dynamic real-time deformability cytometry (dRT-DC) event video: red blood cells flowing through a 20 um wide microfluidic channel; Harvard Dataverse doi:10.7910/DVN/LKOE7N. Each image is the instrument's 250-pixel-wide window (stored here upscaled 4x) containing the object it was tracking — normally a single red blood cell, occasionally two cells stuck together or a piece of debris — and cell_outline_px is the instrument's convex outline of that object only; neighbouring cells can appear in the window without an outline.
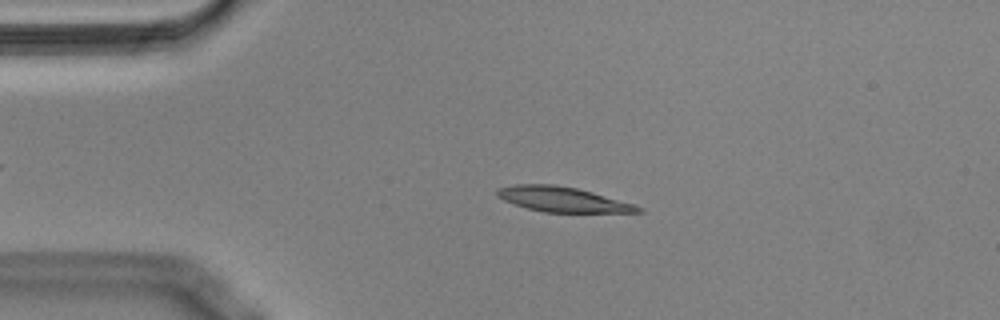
{"species": "Egyptian fruit bat (a non-hibernating species)", "species_latin": "Rousettus aegyptiacus", "temperature_condition": "cold", "stored_images_in_passage": 56, "camera_frame_rate_fps": 3000, "um_per_image_px": 0.085, "animal": {"sex": "male"}, "frame": {"image": 1, "passage_image": 12, "time_ms": 3.667, "image_size_px": [1000, 320], "cell_outline_px": [[644, 212], [544, 212], [528, 208], [504, 200], [496, 196], [496, 188], [516, 184], [556, 184], [576, 188], [592, 192], [636, 204], [644, 208]], "centroid_in_image_um": [47.84, 16.94], "position_along_channel_um": 37.2, "area_um2": 20.52}}
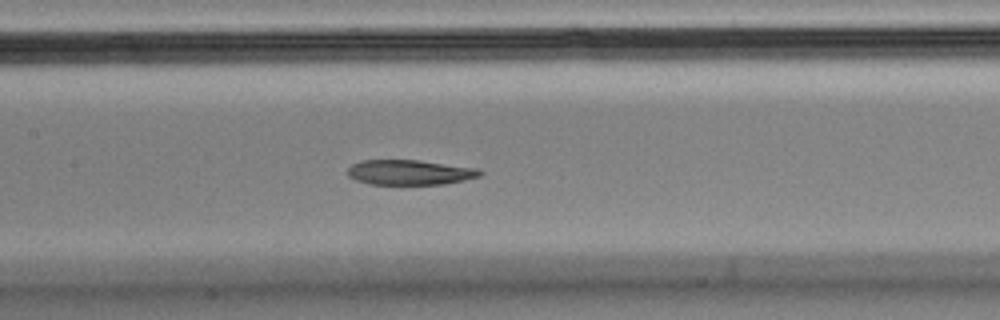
{"frame": {"image": 2, "passage_image": 26, "time_ms": 8.333, "image_size_px": [1000, 320], "cell_outline_px": [[484, 172], [480, 176], [464, 180], [444, 184], [372, 184], [356, 180], [348, 176], [348, 168], [352, 164], [360, 160], [416, 160], [480, 168]], "centroid_in_image_um": [34.85, 14.64], "position_along_channel_um": 172.5, "area_um2": 19.31}}
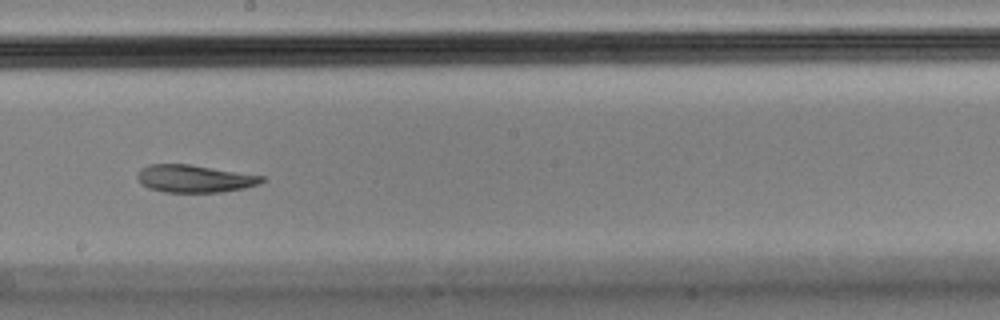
{"frame": {"image": 3, "passage_image": 31, "time_ms": 10.0, "image_size_px": [1000, 320], "cell_outline_px": [[264, 180], [260, 184], [244, 188], [220, 192], [164, 192], [148, 188], [140, 184], [136, 176], [140, 168], [148, 164], [188, 164], [264, 176]], "centroid_in_image_um": [16.48, 15.18], "position_along_channel_um": 231.7, "area_um2": 20.0}, "authors_computed_cell_mechanics": {"area_um2": 21.0103, "velocity_mm_per_s": 3.5532, "shape_relaxation_time_tau1_ms": null, "shape_relaxation_time_tau2_ms": 3.5569, "deformation_change_tau1": null, "deformation_change_tau2": 0.0852}}